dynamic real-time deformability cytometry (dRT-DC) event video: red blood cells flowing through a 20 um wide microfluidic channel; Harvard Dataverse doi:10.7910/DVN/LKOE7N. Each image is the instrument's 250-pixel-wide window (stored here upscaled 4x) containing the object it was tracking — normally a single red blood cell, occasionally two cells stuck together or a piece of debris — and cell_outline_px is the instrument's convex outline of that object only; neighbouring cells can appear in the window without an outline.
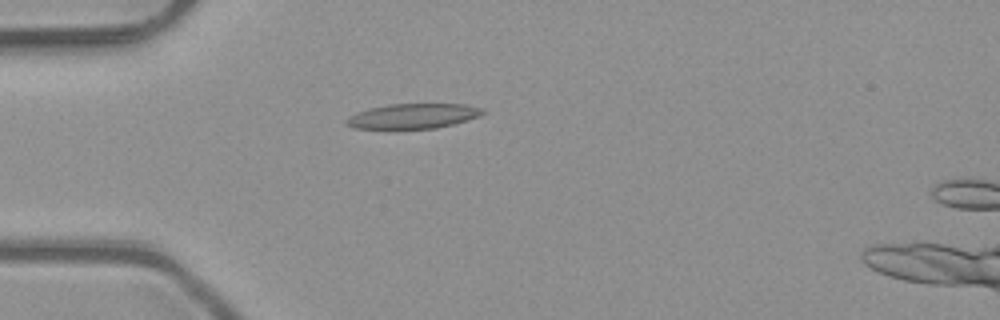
{"species": "common noctule bat (a hibernating species)", "species_latin": "Nyctalus noctula", "temperature_condition": "room temperature", "stored_images_in_passage": 37, "camera_frame_rate_fps": 3000, "um_per_image_px": 0.085, "animal": {"sex": "male", "body_mass_g": 23.1, "forearm_length_mm": 52.7}, "frame": {"image": 1, "passage_image": 1, "time_ms": 0.0, "image_size_px": [1000, 320], "cell_outline_px": [[484, 112], [480, 116], [468, 120], [436, 128], [352, 128], [344, 124], [344, 120], [348, 116], [356, 112], [388, 104], [464, 104], [484, 108]], "centroid_in_image_um": [35.09, 9.86], "position_along_channel_um": 49.9, "area_um2": 19.77}}
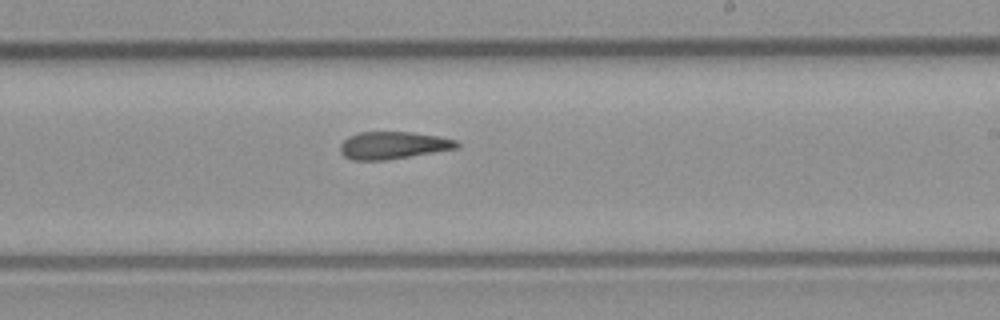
{"frame": {"image": 2, "passage_image": 17, "time_ms": 5.333, "image_size_px": [1000, 320], "cell_outline_px": [[460, 148], [384, 160], [352, 160], [344, 156], [340, 152], [340, 144], [348, 136], [360, 132], [412, 132], [440, 136], [456, 140], [460, 144]], "centroid_in_image_um": [33.42, 12.34], "position_along_channel_um": 255.6, "area_um2": 18.67}}
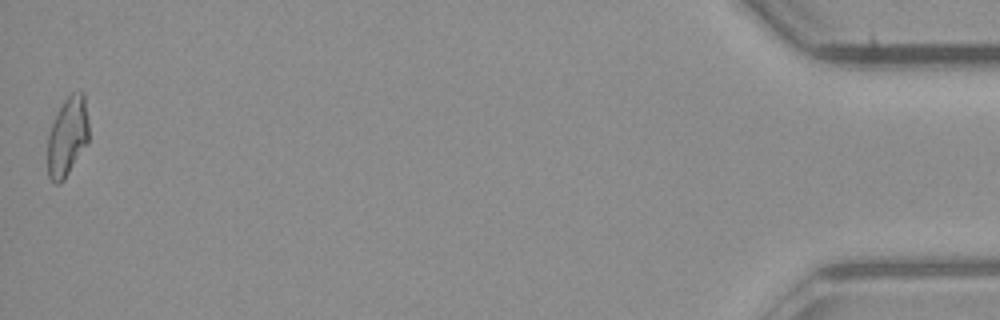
{"frame": {"image": 3, "passage_image": 37, "time_ms": 12.0, "image_size_px": [1000, 320], "cell_outline_px": [[88, 140], [64, 180], [60, 184], [56, 184], [48, 176], [48, 136], [52, 124], [64, 100], [72, 92], [84, 92], [88, 120]], "centroid_in_image_um": [5.73, 11.6], "position_along_channel_um": 429.5, "area_um2": 18.67}, "authors_computed_cell_mechanics": {"area_um2": 18.9584, "velocity_mm_per_s": 4.099, "shape_relaxation_time_tau1_ms": null, "shape_relaxation_time_tau2_ms": 8.5803, "deformation_change_tau1": null, "deformation_change_tau2": 0.2021}}